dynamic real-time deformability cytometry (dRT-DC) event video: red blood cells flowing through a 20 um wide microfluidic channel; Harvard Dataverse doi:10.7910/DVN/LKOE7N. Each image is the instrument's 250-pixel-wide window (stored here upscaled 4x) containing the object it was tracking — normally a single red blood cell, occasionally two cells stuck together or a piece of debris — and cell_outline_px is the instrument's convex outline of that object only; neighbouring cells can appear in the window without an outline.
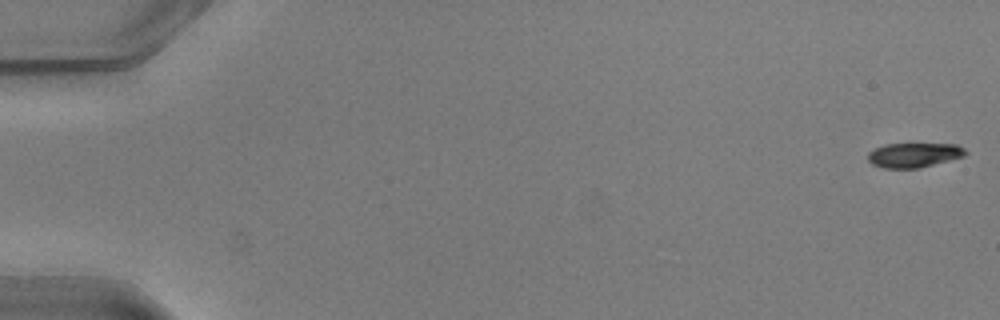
{"species": "common noctule bat (a hibernating species)", "species_latin": "Nyctalus noctula", "temperature_condition": "warm", "stored_images_in_passage": 42, "camera_frame_rate_fps": 3000, "um_per_image_px": 0.085, "animal": {"sex": "male", "body_mass_g": 20.5, "forearm_length_mm": 52.5}, "frame": {"image": 1, "passage_image": 1, "time_ms": 0.0, "image_size_px": [1000, 320], "cell_outline_px": [[968, 152], [964, 156], [920, 168], [884, 168], [872, 164], [868, 160], [868, 152], [884, 144], [956, 144], [964, 148]], "centroid_in_image_um": [77.69, 13.18], "position_along_channel_um": 7.3, "area_um2": 13.93}}
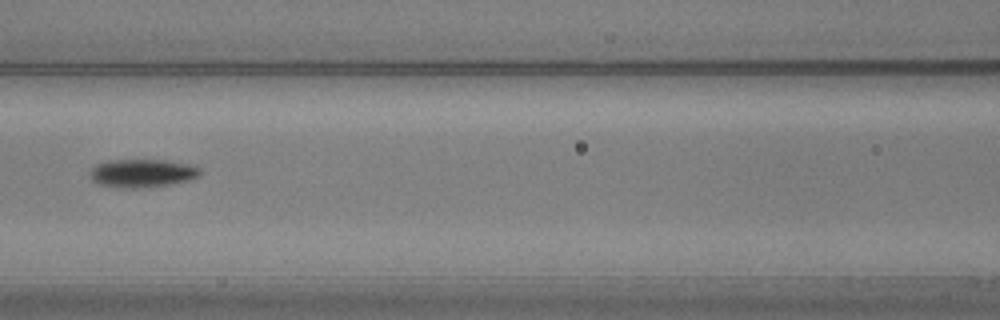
{"frame": {"image": 2, "passage_image": 24, "time_ms": 7.667, "image_size_px": [1000, 320], "cell_outline_px": [[200, 176], [168, 184], [132, 188], [128, 188], [100, 184], [92, 180], [88, 172], [96, 164], [112, 160], [168, 160], [200, 168]], "centroid_in_image_um": [12.03, 14.7], "position_along_channel_um": 154.6, "area_um2": 17.57}}
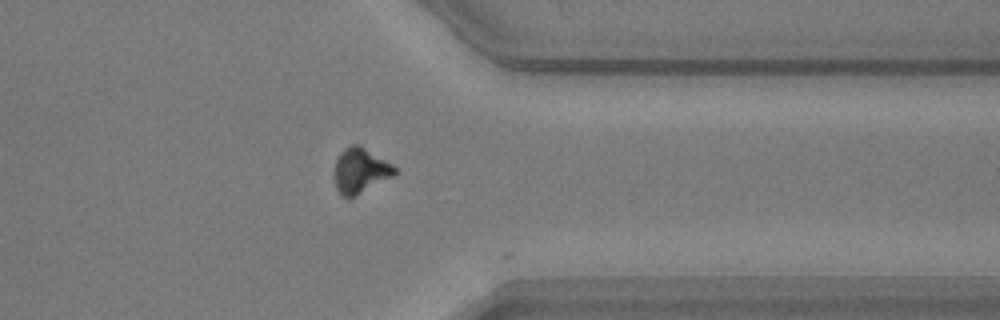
{"frame": {"image": 3, "passage_image": 41, "time_ms": 13.333, "image_size_px": [1000, 320], "cell_outline_px": [[400, 172], [352, 196], [344, 196], [336, 188], [336, 160], [340, 152], [344, 148], [352, 144], [360, 144], [392, 164]], "centroid_in_image_um": [30.66, 14.44], "position_along_channel_um": 380.7, "area_um2": 15.32}, "authors_computed_cell_mechanics": {"area_um2": 16.473, "velocity_mm_per_s": 4.084, "shape_relaxation_time_tau1_ms": 2.0689, "shape_relaxation_time_tau2_ms": null, "deformation_change_tau1": 0.1298, "deformation_change_tau2": null}}